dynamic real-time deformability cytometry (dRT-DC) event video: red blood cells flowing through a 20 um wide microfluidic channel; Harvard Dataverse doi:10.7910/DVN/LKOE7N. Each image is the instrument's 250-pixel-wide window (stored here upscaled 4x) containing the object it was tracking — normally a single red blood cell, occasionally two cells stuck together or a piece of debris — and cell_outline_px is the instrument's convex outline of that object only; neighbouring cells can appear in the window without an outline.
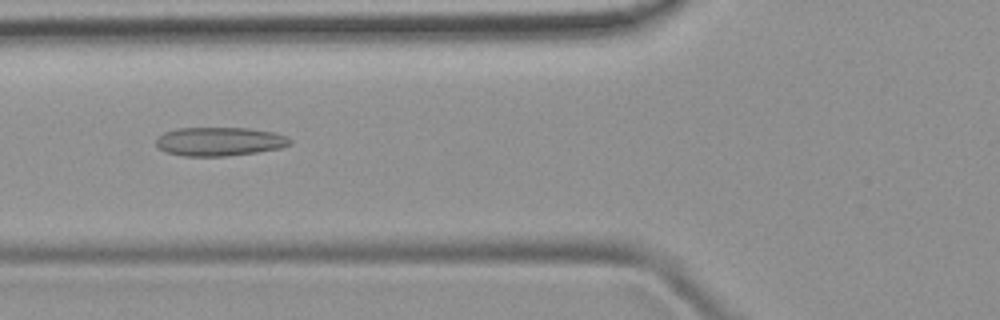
{"species": "common noctule bat (a hibernating species)", "species_latin": "Nyctalus noctula", "temperature_condition": "room temperature", "stored_images_in_passage": 46, "camera_frame_rate_fps": 3000, "um_per_image_px": 0.085, "animal": {"sex": "female", "body_mass_g": 19.9}, "frame": {"image": 1, "passage_image": 18, "time_ms": 5.667, "image_size_px": [1000, 320], "cell_outline_px": [[292, 144], [280, 148], [256, 152], [228, 156], [184, 156], [164, 152], [156, 144], [156, 140], [164, 132], [176, 128], [248, 128], [272, 132], [288, 136], [292, 140]], "centroid_in_image_um": [18.67, 12.03], "position_along_channel_um": 107.1, "area_um2": 22.48}}
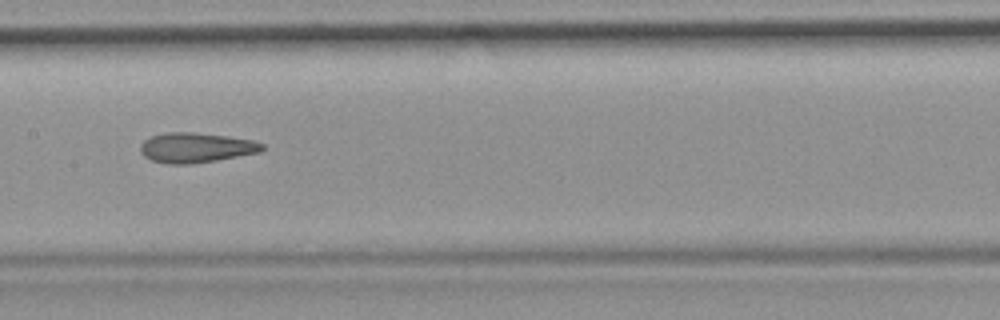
{"frame": {"image": 2, "passage_image": 24, "time_ms": 7.667, "image_size_px": [1000, 320], "cell_outline_px": [[264, 148], [260, 152], [216, 160], [192, 164], [168, 164], [152, 160], [144, 156], [140, 152], [140, 144], [144, 140], [152, 136], [168, 132], [192, 132], [228, 136], [252, 140], [264, 144]], "centroid_in_image_um": [16.64, 12.55], "position_along_channel_um": 190.8, "area_um2": 21.21}}
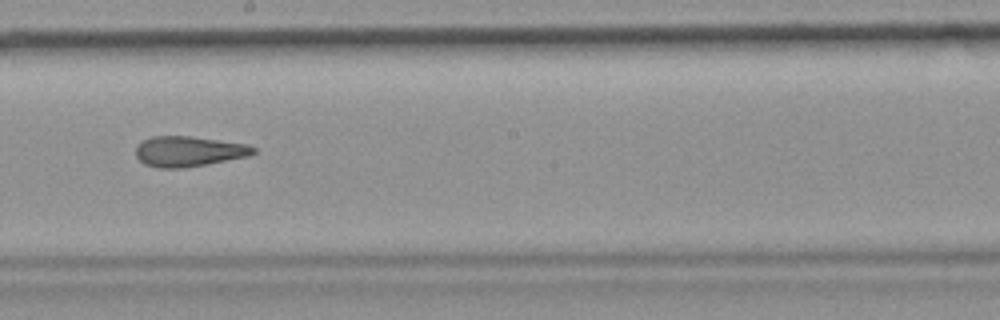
{"frame": {"image": 3, "passage_image": 27, "time_ms": 8.667, "image_size_px": [1000, 320], "cell_outline_px": [[256, 152], [248, 156], [184, 168], [160, 168], [144, 164], [136, 156], [136, 144], [152, 136], [188, 136], [248, 144], [256, 148]], "centroid_in_image_um": [16.02, 12.86], "position_along_channel_um": 232.2, "area_um2": 20.69}}